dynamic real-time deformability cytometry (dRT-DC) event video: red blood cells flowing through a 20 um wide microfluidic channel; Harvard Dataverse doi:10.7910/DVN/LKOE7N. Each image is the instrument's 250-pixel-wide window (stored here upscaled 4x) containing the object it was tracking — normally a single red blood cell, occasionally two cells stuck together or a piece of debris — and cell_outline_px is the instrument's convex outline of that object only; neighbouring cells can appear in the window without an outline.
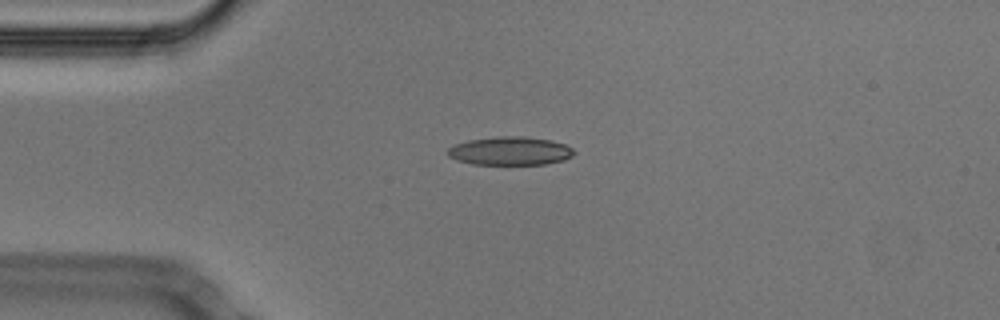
{"species": "Egyptian fruit bat (a non-hibernating species)", "species_latin": "Rousettus aegyptiacus", "temperature_condition": "cold", "stored_images_in_passage": 41, "camera_frame_rate_fps": 3000, "um_per_image_px": 0.085, "animal": {"sex": "male"}, "frame": {"image": 1, "passage_image": 1, "time_ms": 0.0, "image_size_px": [1000, 320], "cell_outline_px": [[576, 152], [572, 156], [564, 160], [544, 164], [472, 164], [456, 160], [448, 156], [448, 148], [456, 144], [468, 140], [496, 136], [524, 136], [548, 140], [564, 144], [572, 148]], "centroid_in_image_um": [43.35, 12.83], "position_along_channel_um": 41.6, "area_um2": 20.87}}
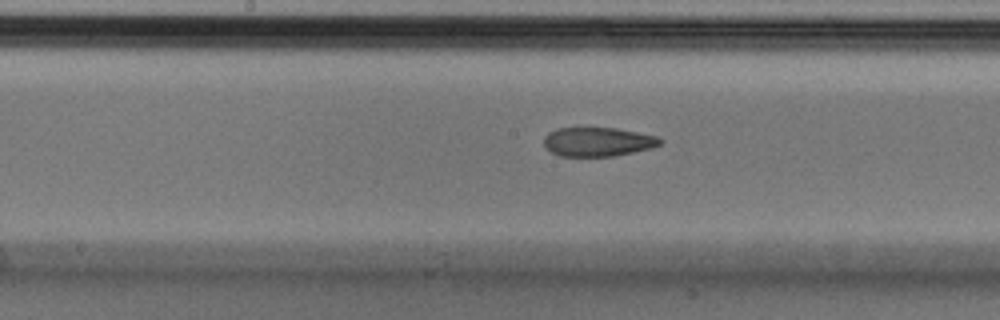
{"frame": {"image": 2, "passage_image": 15, "time_ms": 4.667, "image_size_px": [1000, 320], "cell_outline_px": [[664, 140], [660, 144], [652, 148], [612, 156], [560, 156], [552, 152], [544, 144], [544, 136], [548, 132], [556, 128], [616, 128], [656, 136]], "centroid_in_image_um": [50.81, 12.05], "position_along_channel_um": 197.4, "area_um2": 19.54}}
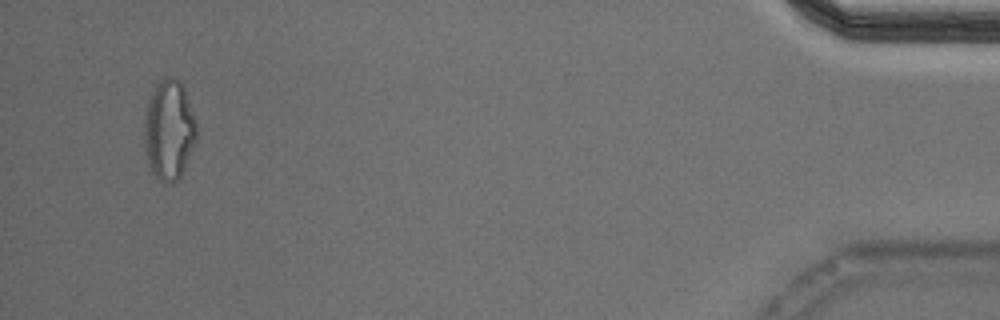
{"frame": {"image": 3, "passage_image": 39, "time_ms": 12.667, "image_size_px": [1000, 320], "cell_outline_px": [[196, 140], [184, 172], [176, 184], [164, 184], [156, 180], [148, 164], [144, 144], [144, 116], [148, 100], [156, 80], [164, 76], [172, 76], [180, 80], [184, 88], [196, 120]], "centroid_in_image_um": [14.35, 11.07], "position_along_channel_um": 420.8, "area_um2": 31.5}, "authors_computed_cell_mechanics": {"area_um2": 21.386, "velocity_mm_per_s": 3.7696, "shape_relaxation_time_tau1_ms": 8.0059, "shape_relaxation_time_tau2_ms": 4.5201, "deformation_change_tau1": 0.1711, "deformation_change_tau2": 0.136}}